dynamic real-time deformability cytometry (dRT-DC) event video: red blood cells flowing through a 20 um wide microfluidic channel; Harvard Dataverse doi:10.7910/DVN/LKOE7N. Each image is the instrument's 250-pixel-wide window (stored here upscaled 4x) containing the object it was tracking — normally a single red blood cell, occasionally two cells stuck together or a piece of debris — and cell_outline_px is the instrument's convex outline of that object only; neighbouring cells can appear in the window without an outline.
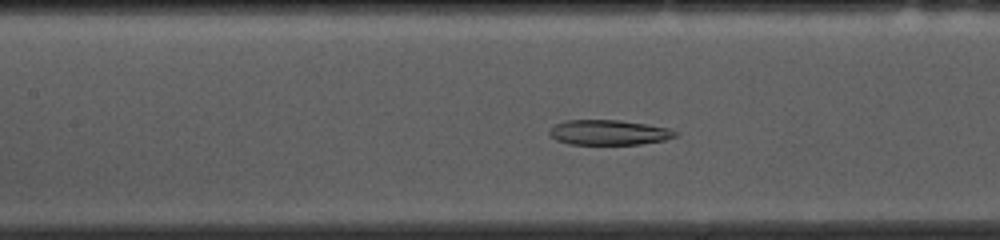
{"species": "common noctule bat (a hibernating species)", "species_latin": "Nyctalus noctula", "temperature_condition": "cold", "stored_images_in_passage": 54, "camera_frame_rate_fps": 3000, "um_per_image_px": 0.085, "animal": {"sex": "female", "body_mass_g": 10.0, "forearm_length_mm": 53.1}, "frame": {"image": 1, "passage_image": 22, "time_ms": 7.0, "image_size_px": [1000, 240], "cell_outline_px": [[680, 132], [676, 136], [664, 140], [640, 144], [568, 144], [556, 140], [548, 136], [548, 132], [556, 124], [564, 120], [620, 120], [668, 128]], "centroid_in_image_um": [51.72, 11.26], "position_along_channel_um": 155.7, "area_um2": 18.38}}
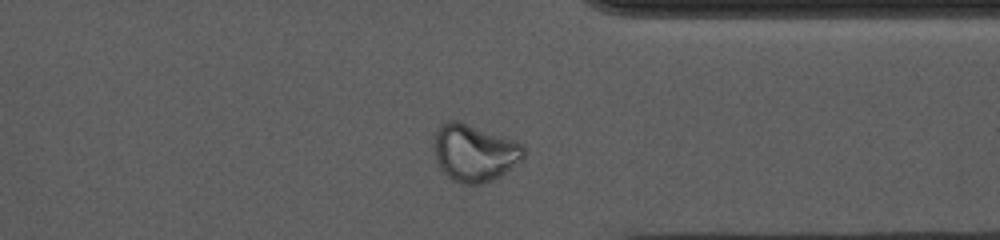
{"frame": {"image": 2, "passage_image": 40, "time_ms": 13.0, "image_size_px": [1000, 240], "cell_outline_px": [[524, 160], [500, 176], [492, 180], [480, 184], [460, 184], [452, 180], [440, 168], [436, 160], [432, 144], [436, 128], [440, 124], [448, 120], [456, 120], [516, 140], [524, 144]], "centroid_in_image_um": [40.32, 12.98], "position_along_channel_um": 371.1, "area_um2": 30.4}}
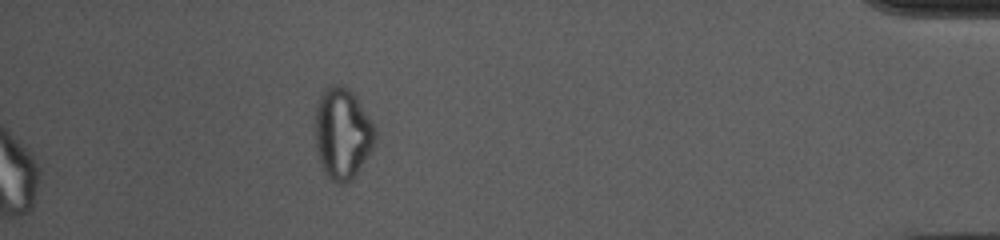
{"frame": {"image": 3, "passage_image": 54, "time_ms": 17.667, "image_size_px": [1000, 240], "cell_outline_px": [[376, 140], [368, 156], [352, 180], [344, 184], [336, 184], [324, 172], [320, 164], [316, 152], [316, 104], [320, 92], [324, 88], [332, 84], [336, 84], [348, 88], [356, 96], [376, 128]], "centroid_in_image_um": [29.1, 11.34], "position_along_channel_um": 406.1, "area_um2": 32.19}, "authors_computed_cell_mechanics": {"area_um2": 25.3453, "velocity_mm_per_s": 3.6755, "shape_relaxation_time_tau1_ms": null, "shape_relaxation_time_tau2_ms": 5.1319, "deformation_change_tau1": null, "deformation_change_tau2": 0.1095}}